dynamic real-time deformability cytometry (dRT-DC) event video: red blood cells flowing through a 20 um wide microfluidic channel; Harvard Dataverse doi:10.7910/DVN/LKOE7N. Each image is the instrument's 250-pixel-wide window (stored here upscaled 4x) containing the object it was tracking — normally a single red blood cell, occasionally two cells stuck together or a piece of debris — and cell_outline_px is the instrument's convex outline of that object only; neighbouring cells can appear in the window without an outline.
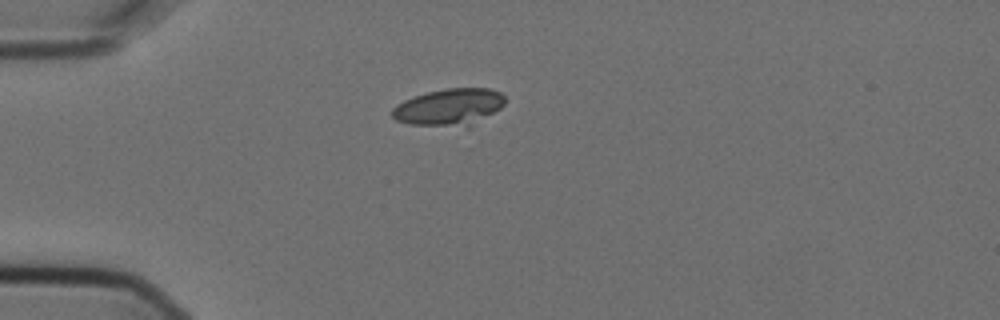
{"species": "Egyptian fruit bat (a non-hibernating species)", "species_latin": "Rousettus aegyptiacus", "temperature_condition": "cold", "stored_images_in_passage": 2, "camera_frame_rate_fps": 3000, "um_per_image_px": 0.085, "animal": {"sex": "female"}, "frame": {"image": 1, "passage_image": 1, "time_ms": 0.0, "image_size_px": [1000, 320], "cell_outline_px": [[504, 104], [500, 108], [468, 128], [408, 124], [396, 120], [392, 116], [392, 108], [396, 104], [412, 96], [444, 88], [488, 88], [500, 92], [504, 96]], "centroid_in_image_um": [38.16, 9.11], "position_along_channel_um": 46.8, "area_um2": 24.57}}